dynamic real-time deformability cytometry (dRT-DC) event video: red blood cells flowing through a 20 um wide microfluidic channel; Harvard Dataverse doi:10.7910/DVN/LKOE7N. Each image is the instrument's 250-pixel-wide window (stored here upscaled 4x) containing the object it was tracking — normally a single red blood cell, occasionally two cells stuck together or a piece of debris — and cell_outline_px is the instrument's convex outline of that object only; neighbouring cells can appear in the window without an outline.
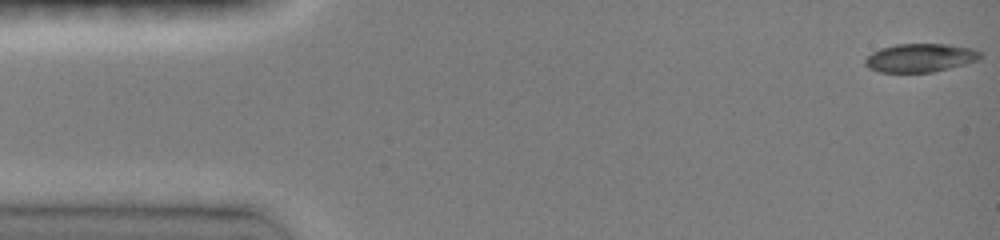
{"species": "common noctule bat (a hibernating species)", "species_latin": "Nyctalus noctula", "temperature_condition": "room temperature", "stored_images_in_passage": 15, "camera_frame_rate_fps": 3000, "um_per_image_px": 0.085, "animal": {"sex": "female", "body_mass_g": 19.0, "forearm_length_mm": 51.5}, "frame": {"image": 1, "passage_image": 1, "time_ms": 0.0, "image_size_px": [1000, 240], "cell_outline_px": [[980, 60], [932, 72], [880, 72], [868, 68], [864, 64], [864, 60], [872, 52], [880, 48], [896, 44], [948, 44], [972, 48], [980, 52]], "centroid_in_image_um": [78.19, 4.91], "position_along_channel_um": 6.8, "area_um2": 19.07}}
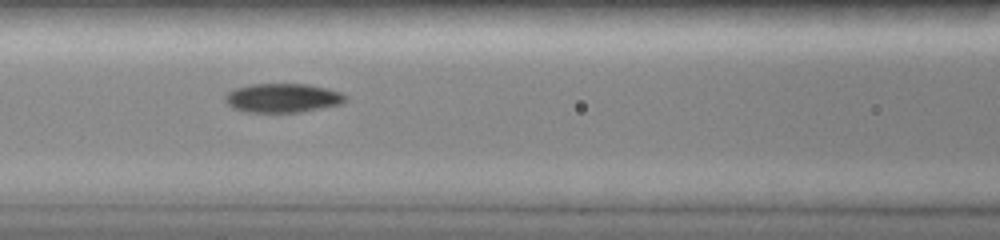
{"frame": {"image": 2, "passage_image": 10, "time_ms": 6.333, "image_size_px": [1000, 240], "cell_outline_px": [[348, 100], [340, 104], [300, 112], [244, 112], [232, 108], [224, 100], [224, 96], [228, 92], [236, 88], [252, 84], [308, 84], [340, 92], [348, 96]], "centroid_in_image_um": [24.01, 8.33], "position_along_channel_um": 142.6, "area_um2": 20.35}}
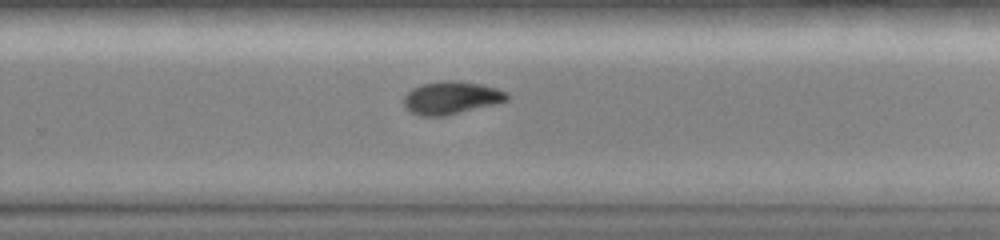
{"frame": {"image": 3, "passage_image": 15, "time_ms": 10.0, "image_size_px": [1000, 240], "cell_outline_px": [[508, 100], [444, 116], [420, 116], [408, 112], [404, 108], [404, 96], [412, 88], [420, 84], [444, 80], [460, 80], [480, 84], [496, 88], [508, 92]], "centroid_in_image_um": [38.3, 8.3], "position_along_channel_um": 291.5, "area_um2": 19.77}}